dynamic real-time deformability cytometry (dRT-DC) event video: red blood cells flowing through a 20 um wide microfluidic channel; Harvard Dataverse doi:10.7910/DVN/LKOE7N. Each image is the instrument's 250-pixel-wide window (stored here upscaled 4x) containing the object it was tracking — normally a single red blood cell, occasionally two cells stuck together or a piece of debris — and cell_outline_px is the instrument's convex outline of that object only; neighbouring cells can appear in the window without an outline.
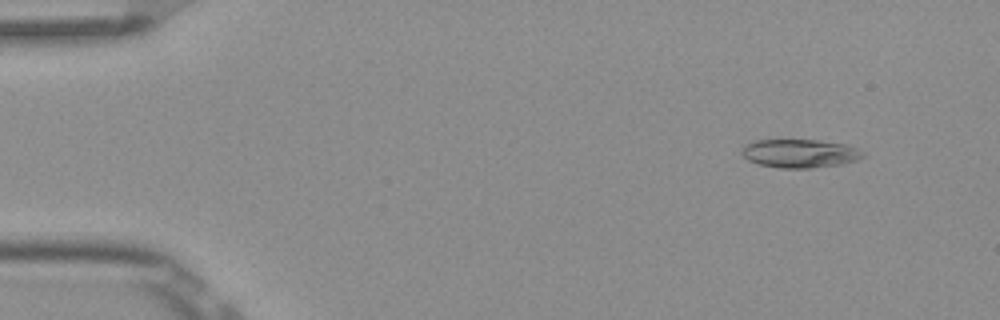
{"species": "Egyptian fruit bat (a non-hibernating species)", "species_latin": "Rousettus aegyptiacus", "temperature_condition": "room temperature", "stored_images_in_passage": 52, "camera_frame_rate_fps": 3000, "um_per_image_px": 0.085, "frame": {"image": 1, "passage_image": 5, "time_ms": 1.333, "image_size_px": [1000, 320], "cell_outline_px": [[864, 156], [856, 160], [840, 164], [812, 168], [780, 168], [760, 164], [748, 160], [740, 152], [740, 148], [744, 144], [756, 140], [820, 140], [844, 144], [856, 148], [864, 152]], "centroid_in_image_um": [67.95, 13.03], "position_along_channel_um": 17.1, "area_um2": 20.11}}
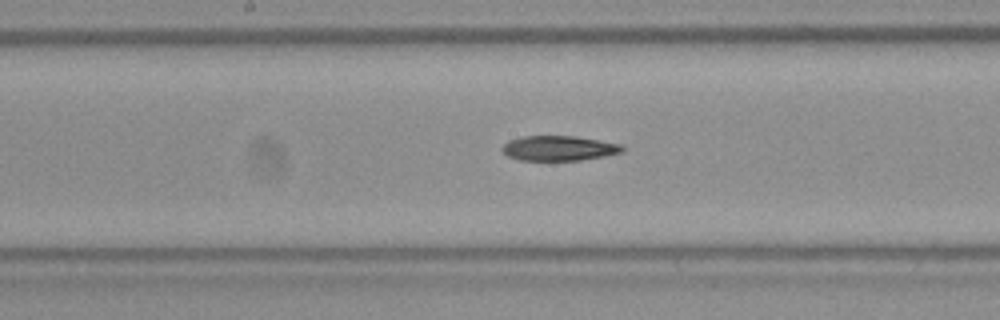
{"frame": {"image": 2, "passage_image": 27, "time_ms": 8.667, "image_size_px": [1000, 320], "cell_outline_px": [[624, 152], [604, 156], [580, 160], [520, 160], [508, 156], [500, 148], [508, 140], [524, 136], [576, 136], [600, 140], [620, 144], [624, 148]], "centroid_in_image_um": [47.51, 12.59], "position_along_channel_um": 200.7, "area_um2": 17.46}}
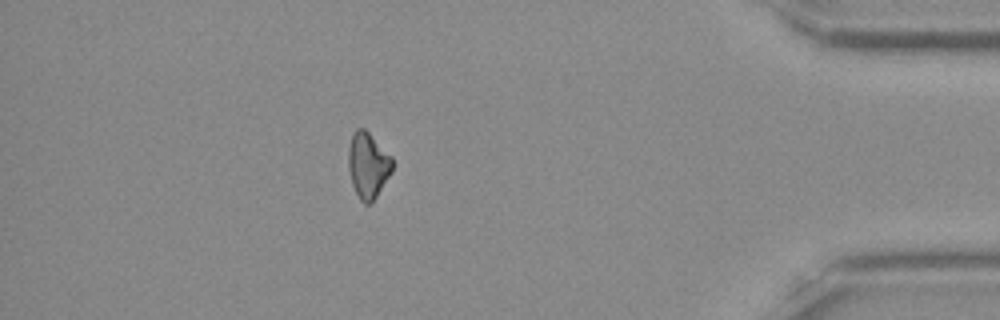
{"frame": {"image": 3, "passage_image": 46, "time_ms": 15.0, "image_size_px": [1000, 320], "cell_outline_px": [[392, 172], [376, 196], [368, 204], [364, 204], [360, 200], [352, 184], [348, 168], [348, 148], [352, 132], [356, 128], [364, 128], [392, 156]], "centroid_in_image_um": [31.26, 14.01], "position_along_channel_um": 403.9, "area_um2": 16.82}, "authors_computed_cell_mechanics": {"area_um2": 18.1781, "velocity_mm_per_s": 3.8985, "shape_relaxation_time_tau1_ms": 11.0546, "shape_relaxation_time_tau2_ms": null, "deformation_change_tau1": 0.2044, "deformation_change_tau2": null}}